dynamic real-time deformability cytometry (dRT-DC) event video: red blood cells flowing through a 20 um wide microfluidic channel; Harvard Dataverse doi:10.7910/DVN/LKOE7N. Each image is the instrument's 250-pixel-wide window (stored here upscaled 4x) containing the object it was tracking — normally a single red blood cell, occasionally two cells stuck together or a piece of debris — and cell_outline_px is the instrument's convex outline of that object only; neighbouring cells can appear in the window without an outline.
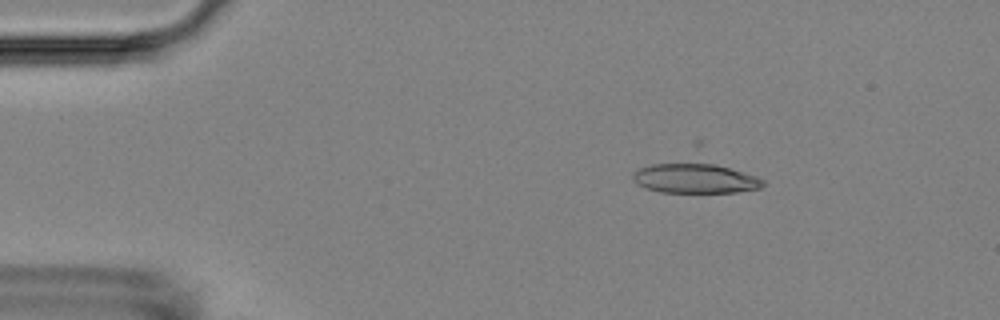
{"species": "Egyptian fruit bat (a non-hibernating species)", "species_latin": "Rousettus aegyptiacus", "temperature_condition": "room temperature", "stored_images_in_passage": 17, "camera_frame_rate_fps": 3000, "um_per_image_px": 0.085, "animal": {"sex": "female"}, "frame": {"image": 1, "passage_image": 9, "time_ms": 2.667, "image_size_px": [1000, 320], "cell_outline_px": [[764, 184], [760, 188], [736, 192], [660, 192], [644, 188], [636, 184], [632, 180], [632, 172], [640, 168], [652, 164], [696, 160], [700, 160], [756, 176], [764, 180]], "centroid_in_image_um": [59.0, 15.13], "position_along_channel_um": 26.0, "area_um2": 23.12}}
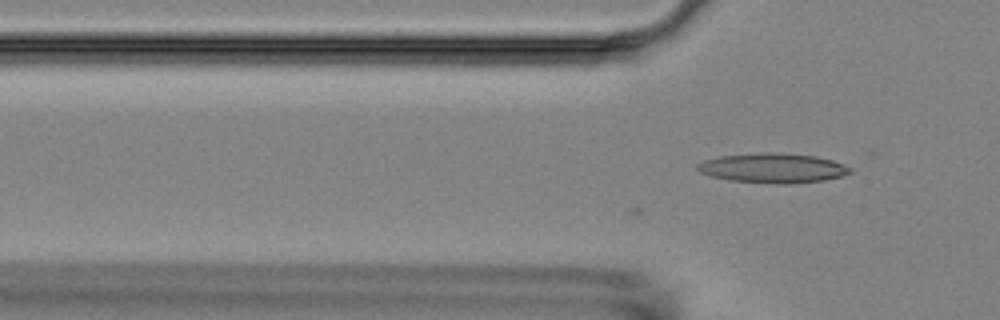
{"frame": {"image": 2, "passage_image": 17, "time_ms": 5.333, "image_size_px": [1000, 320], "cell_outline_px": [[852, 172], [840, 176], [824, 180], [788, 184], [776, 184], [728, 180], [712, 176], [700, 172], [696, 168], [696, 164], [704, 160], [720, 156], [760, 152], [780, 152], [816, 156], [832, 160], [852, 168]], "centroid_in_image_um": [65.68, 14.28], "position_along_channel_um": 60.1, "area_um2": 26.53}}